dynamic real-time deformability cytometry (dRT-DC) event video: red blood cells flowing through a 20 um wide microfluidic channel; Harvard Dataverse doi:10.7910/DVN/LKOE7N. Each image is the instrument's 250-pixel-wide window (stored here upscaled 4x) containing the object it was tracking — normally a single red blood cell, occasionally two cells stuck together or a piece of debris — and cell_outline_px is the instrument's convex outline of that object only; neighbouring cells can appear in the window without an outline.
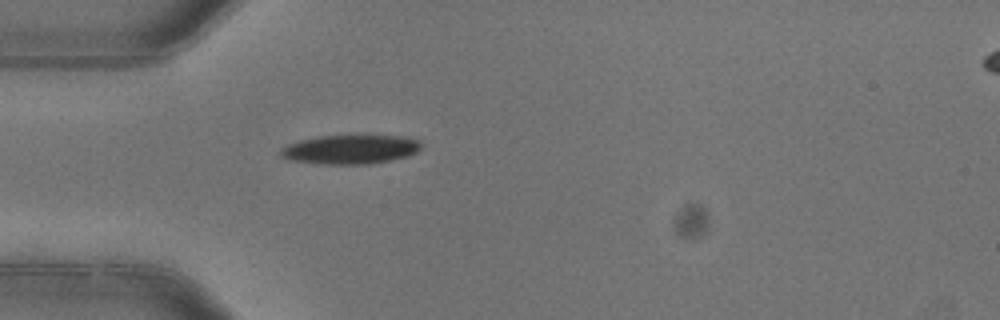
{"species": "common noctule bat (a hibernating species)", "species_latin": "Nyctalus noctula", "temperature_condition": "warm", "stored_images_in_passage": 1, "camera_frame_rate_fps": 3000, "um_per_image_px": 0.085, "animal": {"sex": "female"}, "frame": {"image": 1, "passage_image": 1, "time_ms": 0.0, "image_size_px": [1000, 320], "cell_outline_px": [[424, 144], [416, 152], [408, 156], [368, 164], [320, 164], [288, 160], [280, 156], [280, 148], [288, 144], [300, 140], [316, 136], [364, 132], [404, 136], [420, 140]], "centroid_in_image_um": [29.81, 12.63], "position_along_channel_um": 55.2, "area_um2": 25.2}}